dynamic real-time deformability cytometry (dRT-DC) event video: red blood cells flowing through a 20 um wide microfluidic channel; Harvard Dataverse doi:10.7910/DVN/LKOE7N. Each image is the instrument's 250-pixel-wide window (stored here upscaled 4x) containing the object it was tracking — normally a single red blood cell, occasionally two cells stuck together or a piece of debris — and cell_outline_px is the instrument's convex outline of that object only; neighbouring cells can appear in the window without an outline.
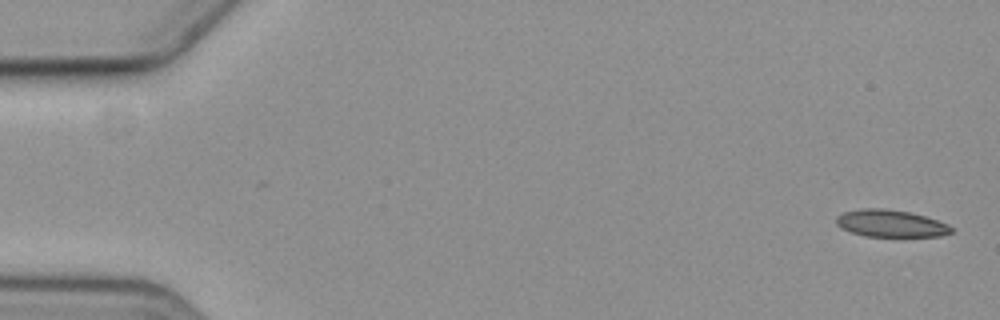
{"species": "common noctule bat (a hibernating species)", "species_latin": "Nyctalus noctula", "temperature_condition": "cold", "stored_images_in_passage": 8, "camera_frame_rate_fps": 3000, "um_per_image_px": 0.085, "animal": {"sex": "female", "body_mass_g": 19.3, "forearm_length_mm": 54.1}, "frame": {"image": 1, "passage_image": 1, "time_ms": 0.0, "image_size_px": [1000, 320], "cell_outline_px": [[952, 232], [940, 236], [864, 236], [840, 228], [836, 224], [836, 216], [844, 212], [864, 208], [880, 208], [908, 212], [924, 216], [948, 224], [952, 228]], "centroid_in_image_um": [75.67, 18.99], "position_along_channel_um": 9.3, "area_um2": 17.98}}
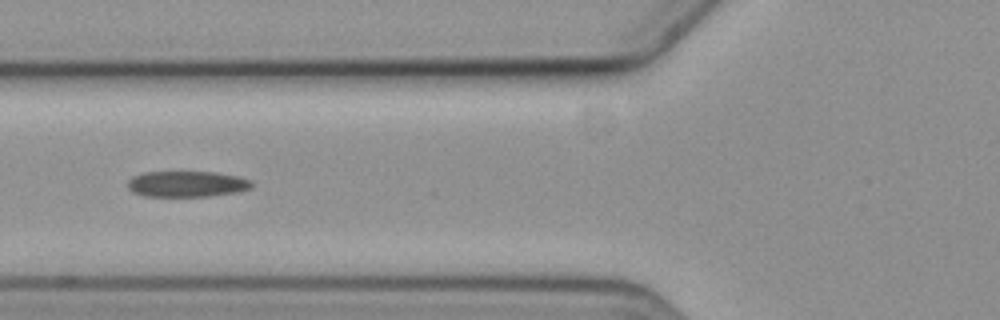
{"frame": {"image": 2, "passage_image": 7, "time_ms": 7.0, "image_size_px": [1000, 320], "cell_outline_px": [[252, 188], [236, 192], [208, 196], [144, 196], [132, 192], [128, 188], [128, 180], [132, 176], [144, 172], [216, 172], [240, 176], [252, 180]], "centroid_in_image_um": [15.89, 15.63], "position_along_channel_um": 109.9, "area_um2": 18.84}}
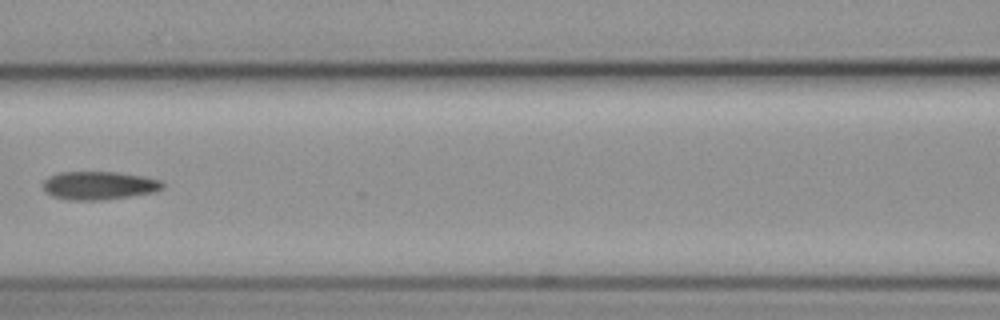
{"frame": {"image": 3, "passage_image": 8, "time_ms": 8.333, "image_size_px": [1000, 320], "cell_outline_px": [[164, 188], [156, 192], [104, 200], [68, 200], [52, 196], [44, 192], [44, 180], [48, 176], [60, 172], [116, 172], [144, 176], [164, 180]], "centroid_in_image_um": [8.45, 15.77], "position_along_channel_um": 158.2, "area_um2": 20.0}}